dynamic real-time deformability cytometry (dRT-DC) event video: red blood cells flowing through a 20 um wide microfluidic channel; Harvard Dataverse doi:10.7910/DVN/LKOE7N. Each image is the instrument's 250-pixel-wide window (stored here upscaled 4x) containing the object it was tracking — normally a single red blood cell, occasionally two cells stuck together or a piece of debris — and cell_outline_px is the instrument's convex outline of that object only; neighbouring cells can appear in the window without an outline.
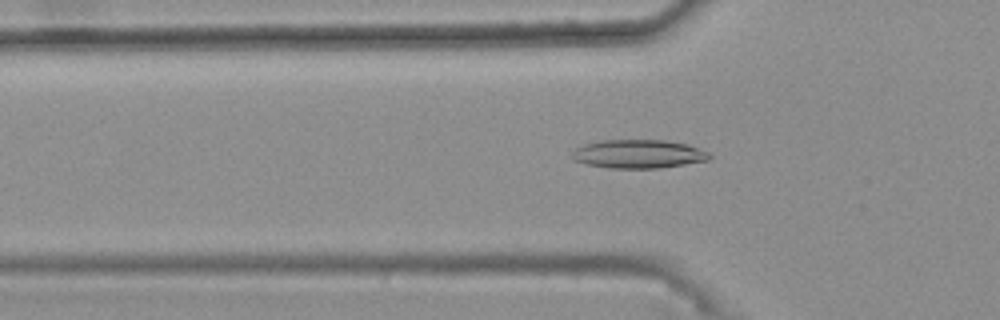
{"species": "common noctule bat (a hibernating species)", "species_latin": "Nyctalus noctula", "temperature_condition": "warm", "stored_images_in_passage": 42, "camera_frame_rate_fps": 3000, "um_per_image_px": 0.085, "animal": {"sex": "female", "body_mass_g": 25.1}, "frame": {"image": 1, "passage_image": 17, "time_ms": 5.333, "image_size_px": [1000, 320], "cell_outline_px": [[712, 156], [708, 160], [660, 168], [608, 168], [588, 164], [572, 160], [572, 152], [576, 148], [584, 144], [600, 140], [664, 140], [688, 144], [708, 152]], "centroid_in_image_um": [54.25, 13.08], "position_along_channel_um": 71.5, "area_um2": 22.89}}
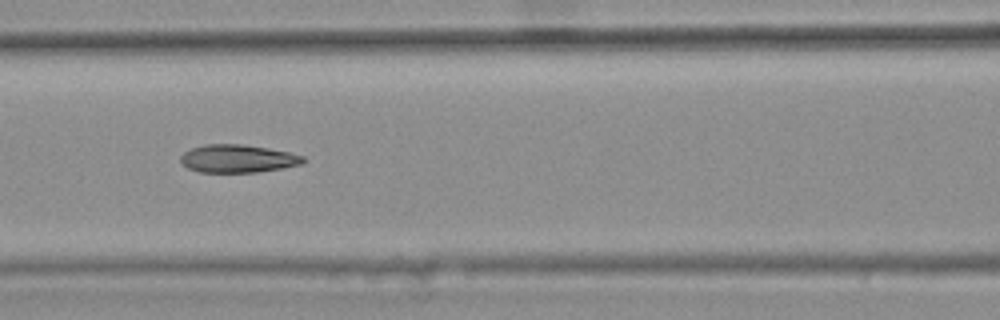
{"frame": {"image": 2, "passage_image": 23, "time_ms": 7.333, "image_size_px": [1000, 320], "cell_outline_px": [[304, 164], [284, 168], [256, 172], [200, 172], [188, 168], [180, 160], [180, 156], [184, 152], [192, 148], [204, 144], [240, 144], [268, 148], [288, 152], [304, 156]], "centroid_in_image_um": [20.22, 13.48], "position_along_channel_um": 146.4, "area_um2": 19.94}}
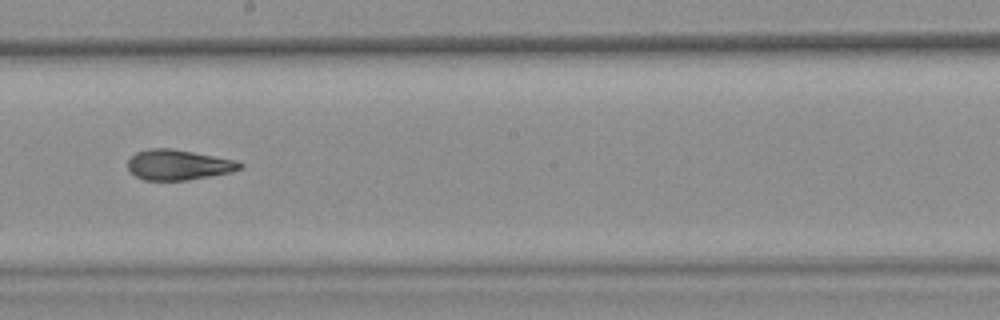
{"frame": {"image": 3, "passage_image": 30, "time_ms": 9.667, "image_size_px": [1000, 320], "cell_outline_px": [[244, 168], [228, 172], [208, 176], [184, 180], [144, 180], [136, 176], [128, 168], [128, 160], [136, 152], [148, 148], [172, 148], [236, 160], [244, 164]], "centroid_in_image_um": [15.16, 13.99], "position_along_channel_um": 233.0, "area_um2": 19.65}, "authors_computed_cell_mechanics": {"area_um2": 20.4612, "velocity_mm_per_s": 3.7241, "shape_relaxation_time_tau1_ms": null, "shape_relaxation_time_tau2_ms": 2.4887, "deformation_change_tau1": null, "deformation_change_tau2": 0.1093}}